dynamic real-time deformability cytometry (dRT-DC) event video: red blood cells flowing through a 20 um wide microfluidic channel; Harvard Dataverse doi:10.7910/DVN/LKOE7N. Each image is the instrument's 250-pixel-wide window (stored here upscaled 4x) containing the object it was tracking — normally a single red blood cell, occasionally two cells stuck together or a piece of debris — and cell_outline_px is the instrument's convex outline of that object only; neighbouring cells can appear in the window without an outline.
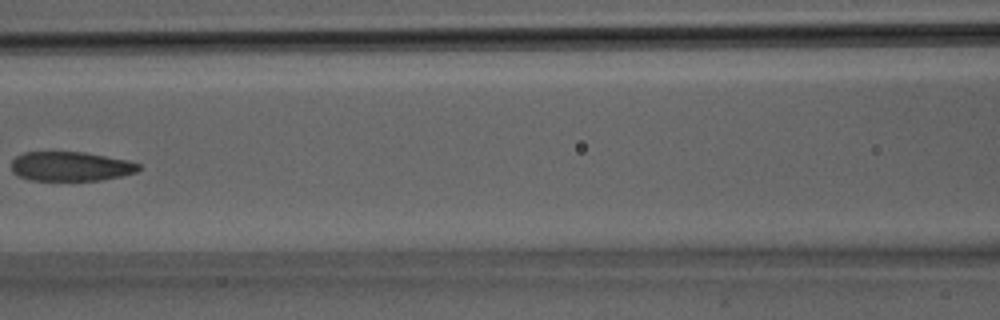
{"species": "Egyptian fruit bat (a non-hibernating species)", "species_latin": "Rousettus aegyptiacus", "temperature_condition": "room temperature", "stored_images_in_passage": 31, "camera_frame_rate_fps": 3000, "um_per_image_px": 0.085, "animal": {"sex": "male"}, "frame": {"image": 1, "passage_image": 14, "time_ms": 4.333, "image_size_px": [1000, 320], "cell_outline_px": [[140, 168], [136, 172], [120, 176], [100, 180], [28, 180], [16, 176], [12, 172], [12, 160], [16, 156], [24, 152], [84, 152], [128, 160], [140, 164]], "centroid_in_image_um": [5.97, 14.14], "position_along_channel_um": 160.6, "area_um2": 21.85}}
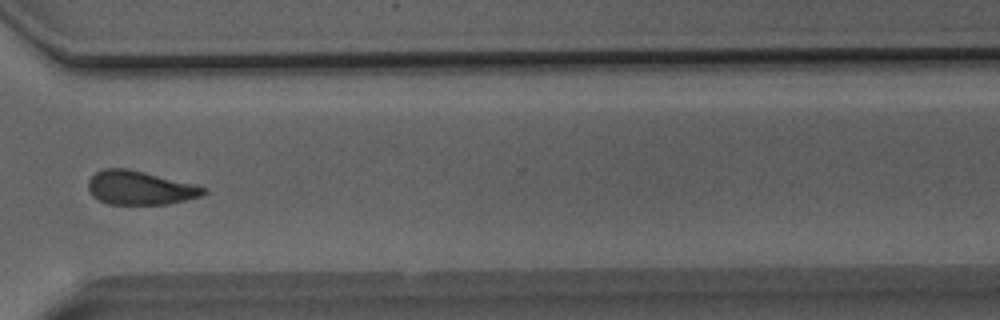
{"frame": {"image": 2, "passage_image": 23, "time_ms": 7.333, "image_size_px": [1000, 320], "cell_outline_px": [[208, 192], [200, 196], [168, 204], [108, 204], [92, 196], [88, 188], [88, 180], [96, 172], [104, 168], [128, 168], [196, 184], [208, 188]], "centroid_in_image_um": [11.91, 15.96], "position_along_channel_um": 358.7, "area_um2": 22.83}}
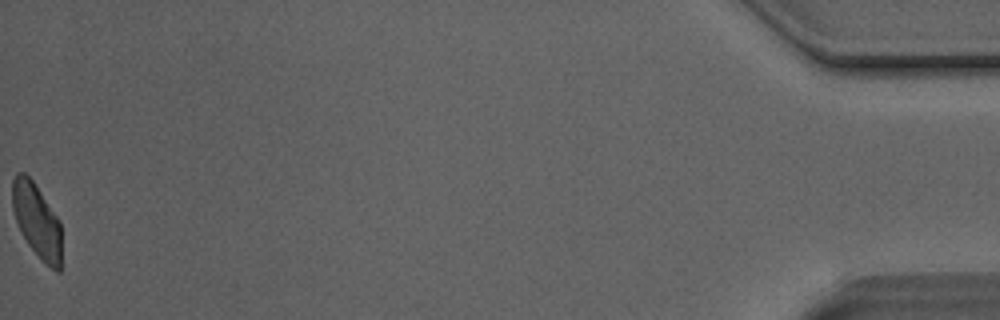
{"frame": {"image": 3, "passage_image": 31, "time_ms": 10.0, "image_size_px": [1000, 320], "cell_outline_px": [[60, 272], [56, 272], [40, 260], [28, 244], [16, 220], [12, 208], [12, 180], [16, 172], [24, 172], [32, 180], [60, 220]], "centroid_in_image_um": [3.12, 18.75], "position_along_channel_um": 432.1, "area_um2": 21.1}}